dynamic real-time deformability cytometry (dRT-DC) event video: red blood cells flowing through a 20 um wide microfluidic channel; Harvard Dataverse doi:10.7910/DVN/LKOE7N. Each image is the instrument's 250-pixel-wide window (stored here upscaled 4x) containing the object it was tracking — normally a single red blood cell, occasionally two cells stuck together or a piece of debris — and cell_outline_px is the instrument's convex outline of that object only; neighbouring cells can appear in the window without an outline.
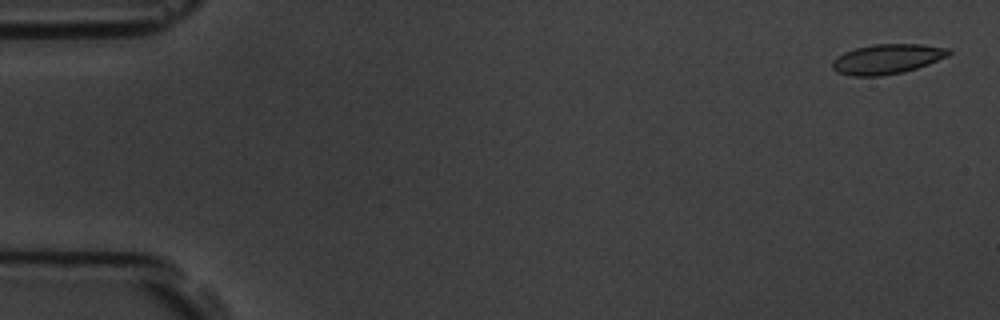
{"species": "common noctule bat (a hibernating species)", "species_latin": "Nyctalus noctula", "temperature_condition": "room temperature", "stored_images_in_passage": 4, "camera_frame_rate_fps": 3000, "um_per_image_px": 0.085, "animal": {"sex": "male", "body_mass_g": 19.5, "forearm_length_mm": 54.6}, "frame": {"image": 1, "passage_image": 1, "time_ms": 0.0, "image_size_px": [1000, 320], "cell_outline_px": [[952, 52], [948, 56], [928, 64], [904, 72], [880, 76], [852, 76], [836, 72], [832, 68], [832, 60], [844, 52], [856, 48], [872, 44], [920, 44], [952, 48]], "centroid_in_image_um": [75.41, 5.01], "position_along_channel_um": 9.6, "area_um2": 20.4}}